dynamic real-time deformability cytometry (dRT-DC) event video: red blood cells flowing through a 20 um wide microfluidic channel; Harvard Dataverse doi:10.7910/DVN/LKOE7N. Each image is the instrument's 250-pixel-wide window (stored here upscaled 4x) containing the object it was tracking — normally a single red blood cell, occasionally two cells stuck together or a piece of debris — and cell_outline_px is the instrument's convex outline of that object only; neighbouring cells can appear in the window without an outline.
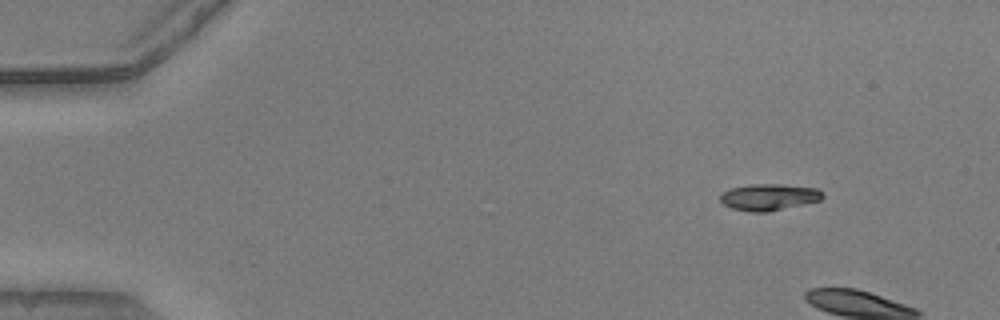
{"species": "common noctule bat (a hibernating species)", "species_latin": "Nyctalus noctula", "temperature_condition": "warm", "stored_images_in_passage": 4, "camera_frame_rate_fps": 3000, "um_per_image_px": 0.085, "animal": {"sex": "male", "body_mass_g": 20.5, "forearm_length_mm": 52.5}, "frame": {"image": 1, "passage_image": 1, "time_ms": 0.0, "image_size_px": [1000, 320], "cell_outline_px": [[824, 196], [820, 200], [768, 212], [748, 212], [732, 208], [724, 204], [720, 200], [720, 192], [732, 188], [752, 184], [780, 184], [816, 188], [824, 192]], "centroid_in_image_um": [65.35, 16.75], "position_along_channel_um": 19.7, "area_um2": 15.84}}